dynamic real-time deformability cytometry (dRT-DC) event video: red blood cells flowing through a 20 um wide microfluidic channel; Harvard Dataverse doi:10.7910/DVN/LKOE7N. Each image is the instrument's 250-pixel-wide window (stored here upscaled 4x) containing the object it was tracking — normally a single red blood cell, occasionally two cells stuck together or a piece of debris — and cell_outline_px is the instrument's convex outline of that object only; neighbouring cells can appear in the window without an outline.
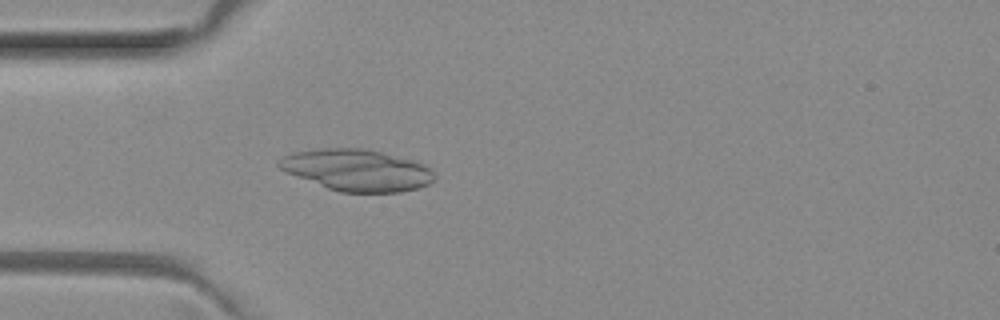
{"species": "common noctule bat (a hibernating species)", "species_latin": "Nyctalus noctula", "temperature_condition": "room temperature", "stored_images_in_passage": 3, "camera_frame_rate_fps": 3000, "um_per_image_px": 0.085, "animal": {"sex": "female", "body_mass_g": 29.2, "forearm_length_mm": 56.3}, "frame": {"image": 1, "passage_image": 3, "time_ms": 0.667, "image_size_px": [1000, 320], "cell_outline_px": [[436, 176], [428, 184], [416, 188], [400, 192], [340, 192], [328, 188], [288, 172], [280, 168], [276, 164], [284, 156], [292, 152], [324, 148], [364, 148], [412, 160], [424, 164]], "centroid_in_image_um": [30.34, 14.45], "position_along_channel_um": 54.7, "area_um2": 37.05}}